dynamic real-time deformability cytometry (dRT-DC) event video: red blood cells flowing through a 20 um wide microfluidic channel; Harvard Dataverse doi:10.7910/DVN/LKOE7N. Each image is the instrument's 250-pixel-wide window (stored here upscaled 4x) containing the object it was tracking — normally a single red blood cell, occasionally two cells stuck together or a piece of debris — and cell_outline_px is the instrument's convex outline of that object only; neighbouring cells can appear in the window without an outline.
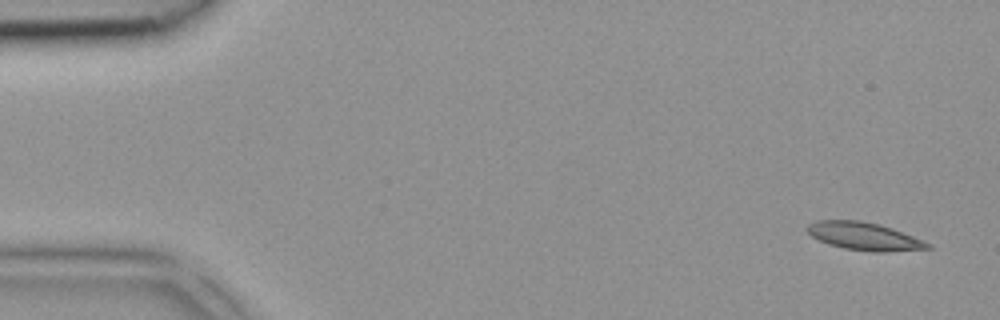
{"species": "common noctule bat (a hibernating species)", "species_latin": "Nyctalus noctula", "temperature_condition": "room temperature", "stored_images_in_passage": 4, "segment_of_instrument_passage": [1, 2], "camera_frame_rate_fps": 3000, "um_per_image_px": 0.085, "animal": {"sex": "female", "body_mass_g": 18.4}, "frame": {"image": 1, "passage_image": 1, "time_ms": 0.0, "image_size_px": [1000, 320], "cell_outline_px": [[932, 248], [884, 252], [872, 252], [844, 248], [828, 244], [812, 236], [808, 232], [808, 224], [816, 220], [860, 220], [880, 224], [892, 228], [932, 244]], "centroid_in_image_um": [73.46, 20.08], "position_along_channel_um": 11.5, "area_um2": 19.42}}